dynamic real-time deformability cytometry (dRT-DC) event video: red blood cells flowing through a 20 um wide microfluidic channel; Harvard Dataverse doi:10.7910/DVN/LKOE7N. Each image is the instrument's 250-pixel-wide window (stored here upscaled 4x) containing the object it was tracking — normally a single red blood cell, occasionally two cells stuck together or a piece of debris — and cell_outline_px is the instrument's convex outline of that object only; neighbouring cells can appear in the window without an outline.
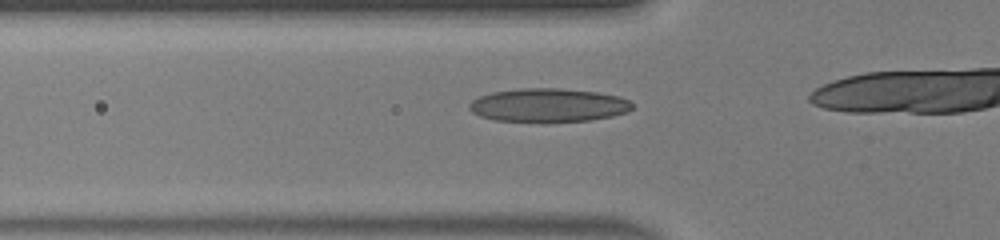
{"species": "human", "species_latin": "Homo sapiens", "temperature_condition": "warm", "stored_images_in_passage": 14, "camera_frame_rate_fps": 3000, "um_per_image_px": 0.085, "donor": {"sex": "male"}, "frame": {"image": 1, "passage_image": 9, "time_ms": 2.667, "image_size_px": [1000, 240], "cell_outline_px": [[632, 108], [628, 112], [612, 116], [592, 120], [548, 124], [496, 120], [480, 116], [472, 112], [468, 108], [468, 104], [472, 100], [480, 96], [492, 92], [520, 88], [560, 88], [596, 92], [620, 96], [628, 100], [632, 104]], "centroid_in_image_um": [46.6, 8.97], "position_along_channel_um": 79.2, "area_um2": 32.71}}
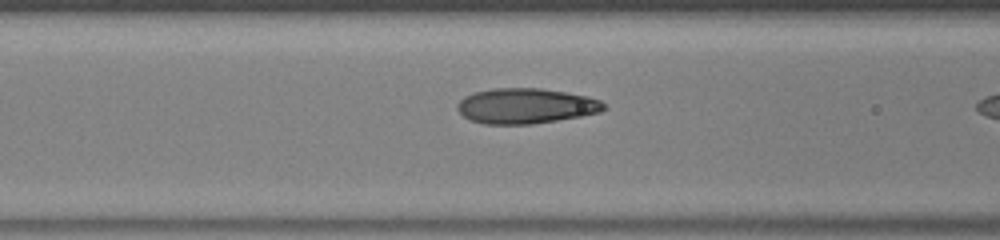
{"frame": {"image": 2, "passage_image": 12, "time_ms": 3.667, "image_size_px": [1000, 240], "cell_outline_px": [[608, 108], [600, 112], [580, 116], [532, 124], [484, 124], [472, 120], [464, 116], [456, 108], [456, 104], [464, 96], [472, 92], [492, 88], [540, 88], [564, 92], [584, 96], [600, 100]], "centroid_in_image_um": [44.65, 9.0], "position_along_channel_um": 121.9, "area_um2": 30.06}}